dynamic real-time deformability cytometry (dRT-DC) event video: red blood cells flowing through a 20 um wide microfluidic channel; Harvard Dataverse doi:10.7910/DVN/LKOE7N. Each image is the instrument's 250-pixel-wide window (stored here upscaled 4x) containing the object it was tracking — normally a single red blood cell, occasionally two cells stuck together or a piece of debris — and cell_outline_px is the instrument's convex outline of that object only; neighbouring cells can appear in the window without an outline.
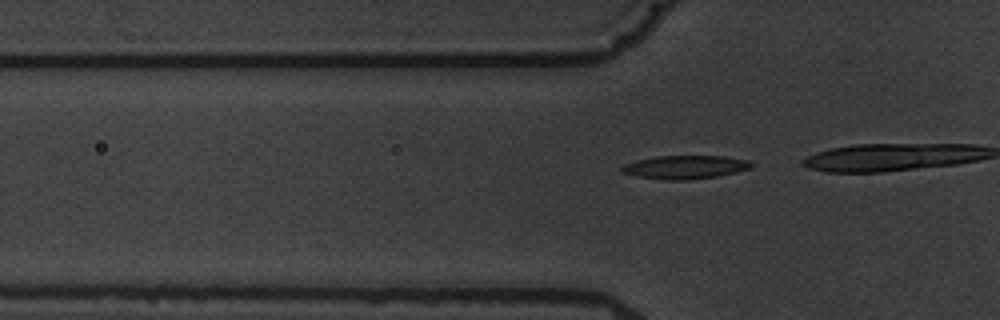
{"species": "common noctule bat (a hibernating species)", "species_latin": "Nyctalus noctula", "temperature_condition": "warm", "stored_images_in_passage": 5, "segment_of_instrument_passage": [2, 2], "camera_frame_rate_fps": 3000, "um_per_image_px": 0.085, "animal": {"sex": "male", "body_mass_g": 19.5, "forearm_length_mm": 54.6}, "frame": {"image": 1, "passage_image": 5, "time_ms": 4.667, "image_size_px": [1000, 320], "cell_outline_px": [[752, 168], [736, 172], [716, 176], [684, 180], [668, 180], [636, 176], [620, 172], [620, 168], [624, 164], [636, 160], [656, 156], [724, 156], [748, 160], [752, 164]], "centroid_in_image_um": [58.2, 14.2], "position_along_channel_um": 67.6, "area_um2": 17.63}}